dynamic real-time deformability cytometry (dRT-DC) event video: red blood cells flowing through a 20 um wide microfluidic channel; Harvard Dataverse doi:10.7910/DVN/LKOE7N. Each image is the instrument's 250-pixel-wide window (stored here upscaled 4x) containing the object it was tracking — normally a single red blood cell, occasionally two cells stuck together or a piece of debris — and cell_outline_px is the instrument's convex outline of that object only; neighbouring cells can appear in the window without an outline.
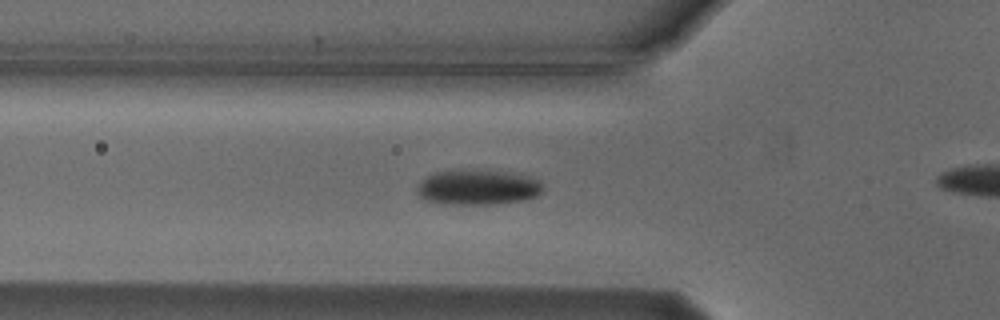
{"species": "Egyptian fruit bat (a non-hibernating species)", "species_latin": "Rousettus aegyptiacus", "temperature_condition": "cold", "stored_images_in_passage": 28, "camera_frame_rate_fps": 3000, "um_per_image_px": 0.085, "animal": {"sex": "male"}, "frame": {"image": 1, "passage_image": 2, "time_ms": 0.333, "image_size_px": [1000, 320], "cell_outline_px": [[544, 188], [536, 196], [524, 200], [492, 204], [444, 204], [424, 200], [416, 192], [416, 188], [420, 180], [436, 172], [496, 172], [524, 176], [540, 180]], "centroid_in_image_um": [40.57, 15.97], "position_along_channel_um": 85.2, "area_um2": 24.91}}
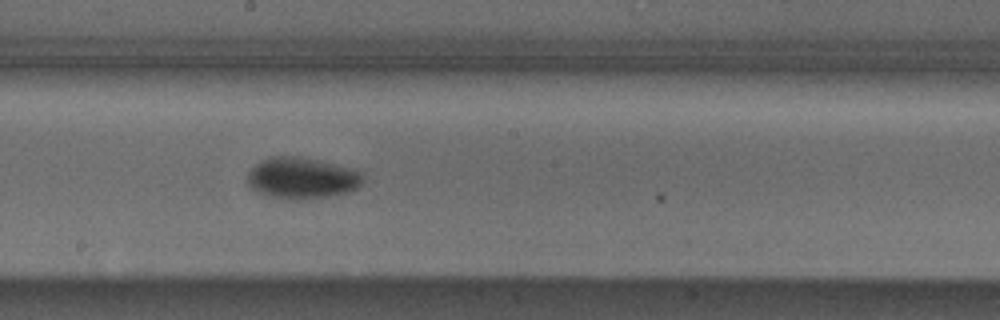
{"frame": {"image": 2, "passage_image": 13, "time_ms": 4.0, "image_size_px": [1000, 320], "cell_outline_px": [[364, 180], [356, 188], [348, 192], [324, 196], [296, 200], [272, 196], [260, 192], [252, 188], [248, 184], [248, 172], [260, 160], [268, 156], [300, 156], [356, 168], [364, 172]], "centroid_in_image_um": [25.71, 15.1], "position_along_channel_um": 222.5, "area_um2": 27.86}}
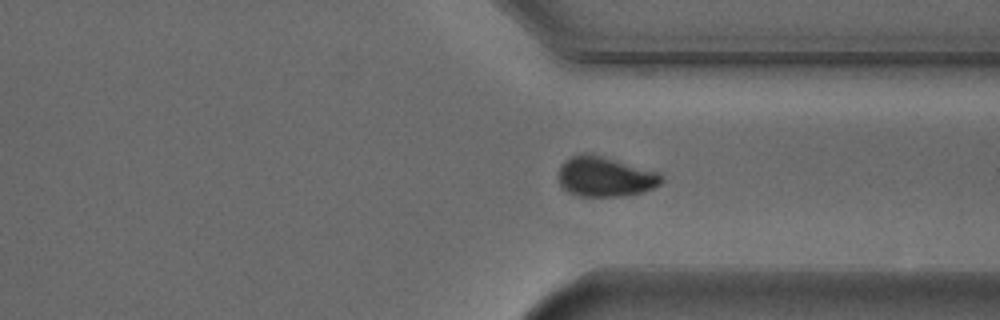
{"frame": {"image": 3, "passage_image": 24, "time_ms": 7.667, "image_size_px": [1000, 320], "cell_outline_px": [[664, 180], [660, 184], [644, 192], [624, 196], [580, 196], [568, 192], [560, 184], [560, 164], [564, 160], [580, 152], [592, 152], [660, 172], [664, 176]], "centroid_in_image_um": [51.47, 14.98], "position_along_channel_um": 359.9, "area_um2": 24.51}}